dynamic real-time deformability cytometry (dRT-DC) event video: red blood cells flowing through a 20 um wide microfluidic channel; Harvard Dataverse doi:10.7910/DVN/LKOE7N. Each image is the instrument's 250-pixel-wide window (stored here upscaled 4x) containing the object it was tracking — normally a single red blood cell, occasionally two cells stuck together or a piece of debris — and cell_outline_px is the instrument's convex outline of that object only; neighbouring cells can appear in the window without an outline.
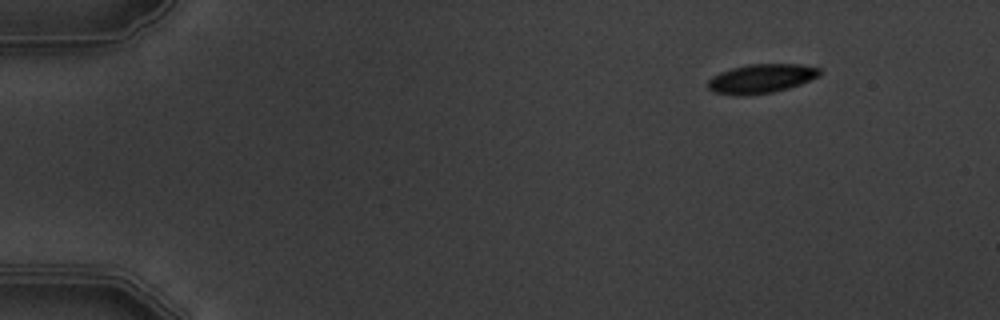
{"species": "common noctule bat (a hibernating species)", "species_latin": "Nyctalus noctula", "temperature_condition": "warm", "stored_images_in_passage": 4, "camera_frame_rate_fps": 3000, "um_per_image_px": 0.085, "animal": {"sex": "male", "body_mass_g": 19.5, "forearm_length_mm": 54.6}, "frame": {"image": 1, "passage_image": 1, "time_ms": 0.0, "image_size_px": [1000, 320], "cell_outline_px": [[820, 76], [800, 84], [788, 88], [772, 92], [740, 96], [712, 92], [708, 88], [708, 80], [712, 76], [720, 72], [732, 68], [748, 64], [800, 64], [820, 68]], "centroid_in_image_um": [64.69, 6.68], "position_along_channel_um": 20.3, "area_um2": 18.96}}
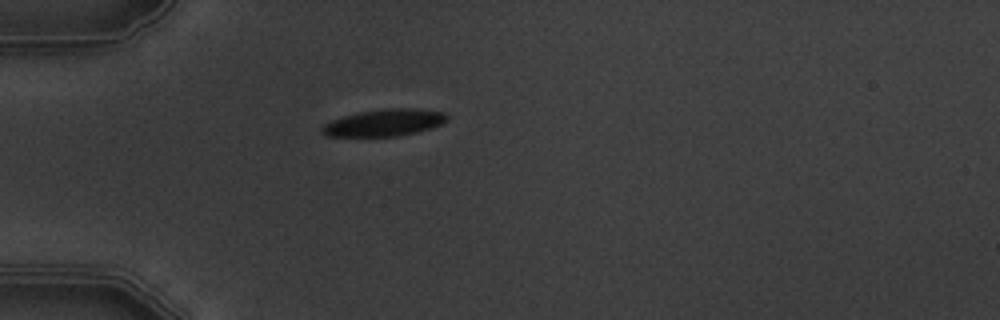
{"frame": {"image": 2, "passage_image": 3, "time_ms": 3.333, "image_size_px": [1000, 320], "cell_outline_px": [[448, 120], [440, 124], [416, 132], [396, 136], [328, 136], [320, 132], [320, 128], [324, 124], [332, 120], [356, 112], [384, 108], [412, 108], [444, 112], [448, 116]], "centroid_in_image_um": [32.63, 10.41], "position_along_channel_um": 52.4, "area_um2": 19.54}}